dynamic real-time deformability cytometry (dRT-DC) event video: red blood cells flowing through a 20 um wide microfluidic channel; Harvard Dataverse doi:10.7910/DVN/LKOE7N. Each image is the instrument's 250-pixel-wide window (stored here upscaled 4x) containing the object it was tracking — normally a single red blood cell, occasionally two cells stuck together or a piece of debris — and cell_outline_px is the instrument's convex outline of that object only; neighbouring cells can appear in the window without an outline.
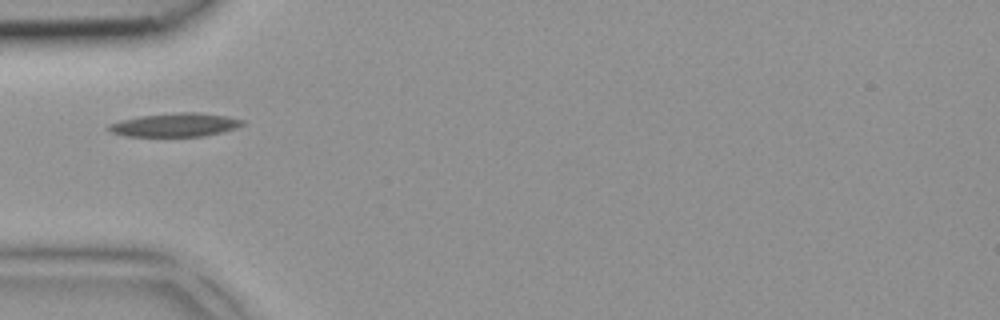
{"species": "common noctule bat (a hibernating species)", "species_latin": "Nyctalus noctula", "temperature_condition": "room temperature", "stored_images_in_passage": 2, "camera_frame_rate_fps": 3000, "um_per_image_px": 0.085, "animal": {"sex": "female", "body_mass_g": 18.4}, "frame": {"image": 1, "passage_image": 1, "time_ms": 0.0, "image_size_px": [1000, 320], "cell_outline_px": [[244, 124], [236, 128], [204, 136], [124, 136], [108, 132], [104, 128], [108, 124], [120, 120], [140, 116], [180, 112], [200, 112], [224, 116], [244, 120]], "centroid_in_image_um": [14.81, 10.62], "position_along_channel_um": 70.2, "area_um2": 18.44}}